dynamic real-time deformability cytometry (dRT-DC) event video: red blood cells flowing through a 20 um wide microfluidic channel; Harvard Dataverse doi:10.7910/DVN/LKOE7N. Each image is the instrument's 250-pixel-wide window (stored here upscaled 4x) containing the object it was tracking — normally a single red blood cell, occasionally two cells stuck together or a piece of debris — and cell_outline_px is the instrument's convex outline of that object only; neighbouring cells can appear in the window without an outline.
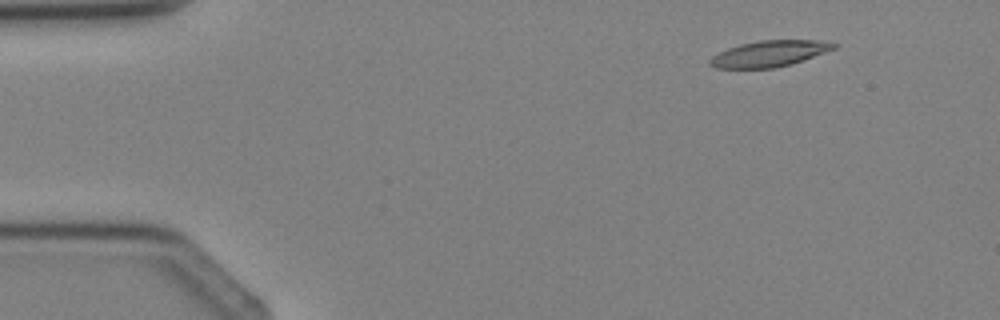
{"species": "Egyptian fruit bat (a non-hibernating species)", "species_latin": "Rousettus aegyptiacus", "temperature_condition": "cold", "stored_images_in_passage": 2, "camera_frame_rate_fps": 3000, "um_per_image_px": 0.085, "animal": {"sex": "female"}, "frame": {"image": 1, "passage_image": 1, "time_ms": 0.0, "image_size_px": [1000, 320], "cell_outline_px": [[840, 44], [836, 48], [792, 64], [776, 68], [716, 68], [708, 64], [708, 60], [712, 56], [728, 48], [740, 44], [760, 40], [816, 40]], "centroid_in_image_um": [65.39, 4.56], "position_along_channel_um": 19.6, "area_um2": 18.84}}
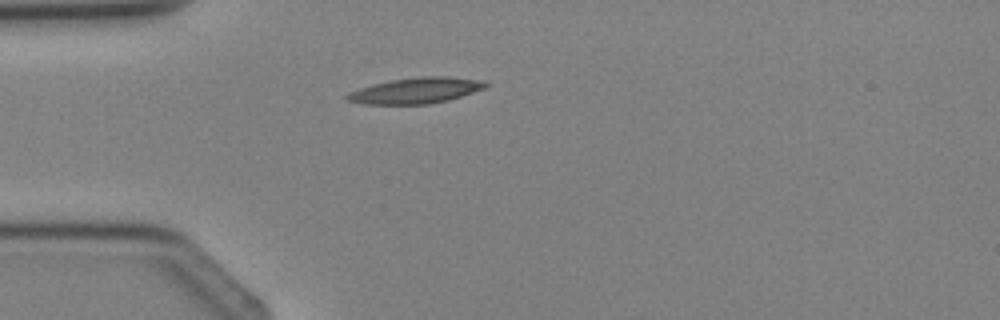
{"frame": {"image": 2, "passage_image": 2, "time_ms": 2.0, "image_size_px": [1000, 320], "cell_outline_px": [[488, 84], [484, 88], [448, 100], [428, 104], [364, 104], [344, 100], [344, 96], [360, 88], [372, 84], [392, 80], [420, 76], [448, 76], [484, 80]], "centroid_in_image_um": [35.34, 7.69], "position_along_channel_um": 49.7, "area_um2": 20.75}}